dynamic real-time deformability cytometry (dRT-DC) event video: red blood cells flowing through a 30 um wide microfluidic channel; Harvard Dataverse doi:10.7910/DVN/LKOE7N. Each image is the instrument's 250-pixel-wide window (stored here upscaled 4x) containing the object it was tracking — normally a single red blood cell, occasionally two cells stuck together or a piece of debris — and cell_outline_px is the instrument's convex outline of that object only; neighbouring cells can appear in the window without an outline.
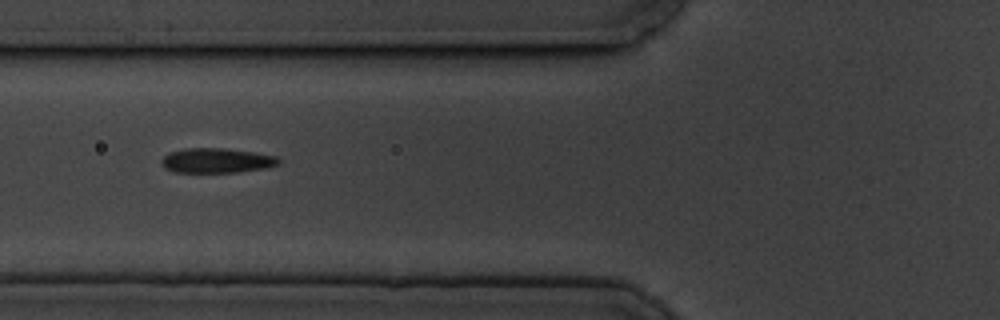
{"species": "common noctule bat (a hibernating species)", "species_latin": "Nyctalus noctula", "temperature_condition": "cold", "stored_images_in_passage": 42, "camera_frame_rate_fps": 3000, "um_per_image_px": 0.085, "animal": {"sex": "male", "body_mass_g": 19.5, "forearm_length_mm": 54.6}, "frame": {"image": 1, "passage_image": 8, "time_ms": 2.333, "image_size_px": [1000, 320], "cell_outline_px": [[280, 164], [264, 168], [236, 172], [172, 172], [164, 168], [160, 164], [160, 160], [168, 152], [184, 148], [220, 148], [252, 152], [276, 156], [280, 160]], "centroid_in_image_um": [18.34, 13.64], "position_along_channel_um": 107.5, "area_um2": 16.94}}
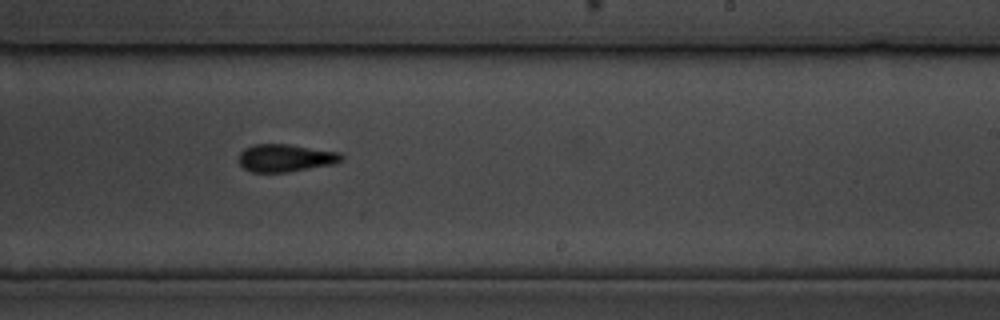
{"frame": {"image": 2, "passage_image": 22, "time_ms": 7.0, "image_size_px": [1000, 320], "cell_outline_px": [[344, 160], [336, 164], [288, 172], [252, 172], [244, 168], [240, 164], [240, 152], [244, 148], [252, 144], [288, 144], [340, 152], [344, 156]], "centroid_in_image_um": [24.31, 13.42], "position_along_channel_um": 264.7, "area_um2": 16.7}}
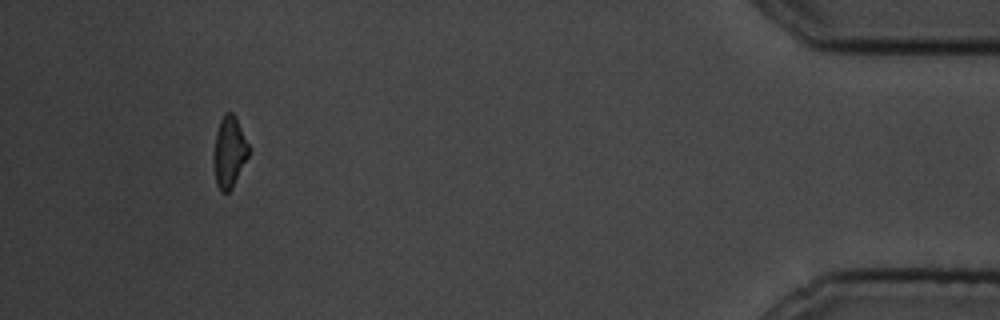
{"frame": {"image": 3, "passage_image": 41, "time_ms": 13.333, "image_size_px": [1000, 320], "cell_outline_px": [[252, 148], [232, 188], [228, 192], [220, 192], [216, 184], [212, 160], [216, 132], [220, 120], [224, 112], [232, 112], [236, 116]], "centroid_in_image_um": [19.5, 12.89], "position_along_channel_um": 415.7, "area_um2": 15.03}}